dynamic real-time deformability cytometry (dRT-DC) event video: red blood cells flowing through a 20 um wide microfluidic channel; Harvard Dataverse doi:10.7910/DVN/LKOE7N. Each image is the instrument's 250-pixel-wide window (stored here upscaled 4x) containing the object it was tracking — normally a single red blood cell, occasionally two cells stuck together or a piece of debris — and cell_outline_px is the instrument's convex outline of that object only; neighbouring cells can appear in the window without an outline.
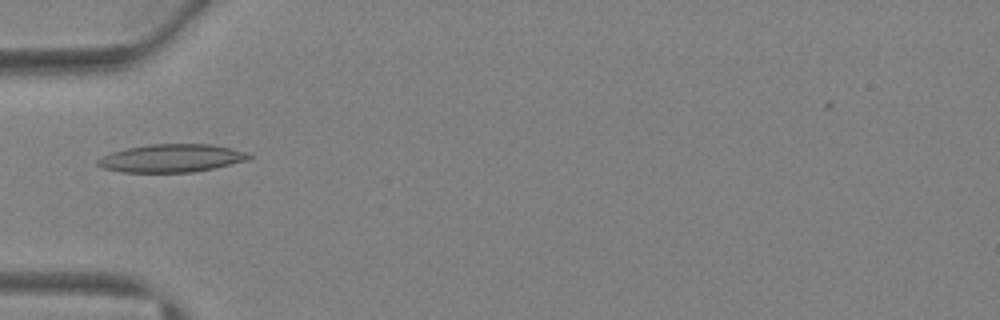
{"species": "Egyptian fruit bat (a non-hibernating species)", "species_latin": "Rousettus aegyptiacus", "temperature_condition": "warm", "stored_images_in_passage": 2, "camera_frame_rate_fps": 3000, "um_per_image_px": 0.085, "animal": {"sex": "female"}, "frame": {"image": 1, "passage_image": 2, "time_ms": 1.667, "image_size_px": [1000, 320], "cell_outline_px": [[256, 156], [248, 160], [212, 168], [192, 172], [120, 172], [104, 168], [96, 164], [96, 160], [100, 156], [112, 152], [128, 148], [148, 144], [212, 144], [232, 148], [248, 152]], "centroid_in_image_um": [14.6, 13.44], "position_along_channel_um": 70.4, "area_um2": 24.8}}